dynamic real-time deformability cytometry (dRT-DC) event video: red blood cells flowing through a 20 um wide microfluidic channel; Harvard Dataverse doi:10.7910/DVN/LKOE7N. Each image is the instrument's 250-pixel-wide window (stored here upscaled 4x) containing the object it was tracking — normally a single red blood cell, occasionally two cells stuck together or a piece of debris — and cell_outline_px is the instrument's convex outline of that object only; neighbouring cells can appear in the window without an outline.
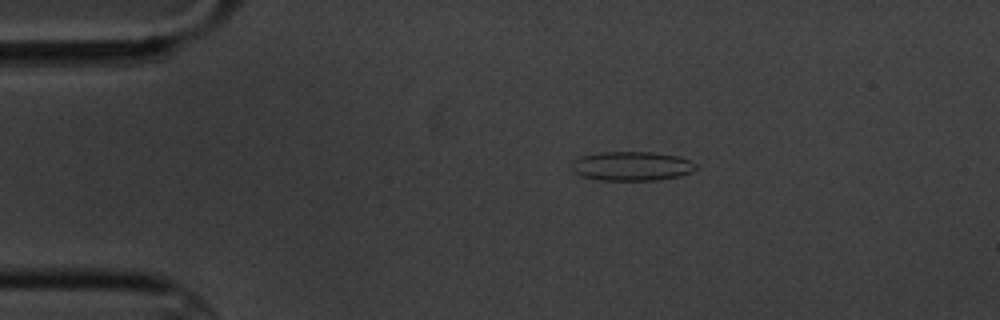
{"species": "common noctule bat (a hibernating species)", "species_latin": "Nyctalus noctula", "temperature_condition": "cold", "stored_images_in_passage": 7, "camera_frame_rate_fps": 3000, "um_per_image_px": 0.085, "animal": {"sex": "male", "body_mass_g": 20.1, "forearm_length_mm": 53.5}, "frame": {"image": 1, "passage_image": 4, "time_ms": 3.333, "image_size_px": [1000, 320], "cell_outline_px": [[696, 168], [692, 172], [680, 176], [656, 180], [600, 180], [584, 176], [576, 172], [572, 168], [572, 160], [580, 156], [600, 152], [652, 152], [680, 156], [696, 164]], "centroid_in_image_um": [53.72, 14.11], "position_along_channel_um": 31.3, "area_um2": 21.1}}
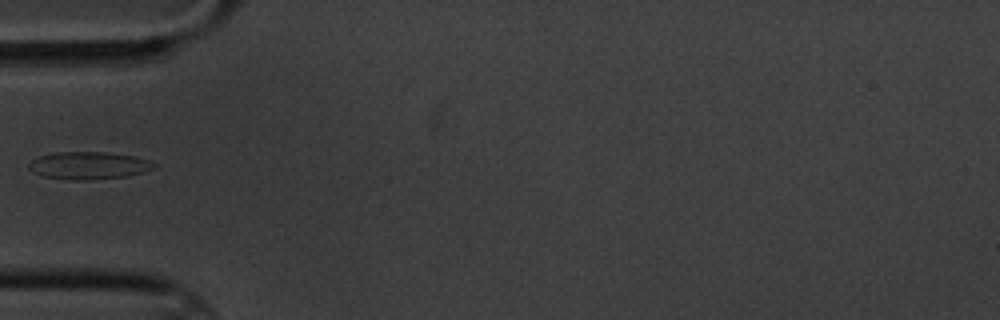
{"frame": {"image": 2, "passage_image": 6, "time_ms": 6.0, "image_size_px": [1000, 320], "cell_outline_px": [[156, 164], [152, 168], [144, 172], [128, 176], [88, 180], [76, 180], [40, 176], [32, 172], [28, 168], [28, 164], [32, 160], [40, 156], [56, 152], [104, 152], [136, 156], [148, 160]], "centroid_in_image_um": [7.52, 14.07], "position_along_channel_um": 77.5, "area_um2": 20.06}}